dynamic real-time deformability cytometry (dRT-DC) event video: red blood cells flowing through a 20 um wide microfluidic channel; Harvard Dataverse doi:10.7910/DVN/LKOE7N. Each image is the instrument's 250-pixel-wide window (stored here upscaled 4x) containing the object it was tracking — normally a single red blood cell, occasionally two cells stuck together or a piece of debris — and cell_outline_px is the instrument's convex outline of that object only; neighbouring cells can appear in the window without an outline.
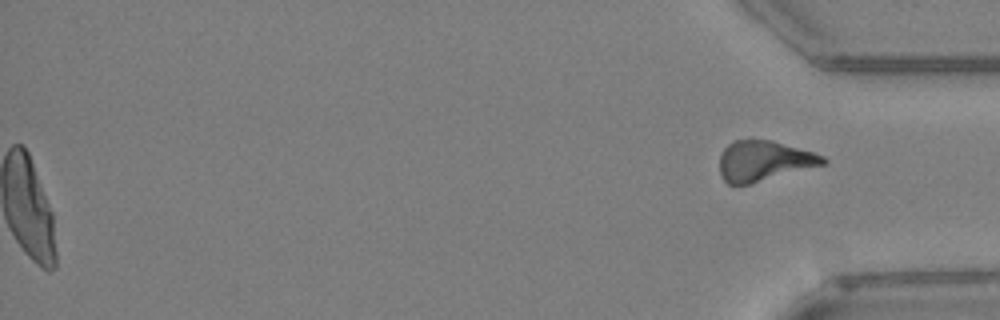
{"species": "Egyptian fruit bat (a non-hibernating species)", "species_latin": "Rousettus aegyptiacus", "temperature_condition": "warm", "stored_images_in_passage": 43, "segment_of_instrument_passage": [2, 2], "camera_frame_rate_fps": 3000, "um_per_image_px": 0.085, "animal": {"sex": "female"}, "frame": {"image": 1, "passage_image": 43, "time_ms": 14.0, "image_size_px": [1000, 320], "cell_outline_px": [[828, 160], [824, 164], [748, 184], [728, 184], [720, 176], [720, 156], [724, 148], [732, 140], [772, 140], [812, 152], [824, 156]], "centroid_in_image_um": [64.9, 13.66], "position_along_channel_um": 370.3, "area_um2": 23.93}}